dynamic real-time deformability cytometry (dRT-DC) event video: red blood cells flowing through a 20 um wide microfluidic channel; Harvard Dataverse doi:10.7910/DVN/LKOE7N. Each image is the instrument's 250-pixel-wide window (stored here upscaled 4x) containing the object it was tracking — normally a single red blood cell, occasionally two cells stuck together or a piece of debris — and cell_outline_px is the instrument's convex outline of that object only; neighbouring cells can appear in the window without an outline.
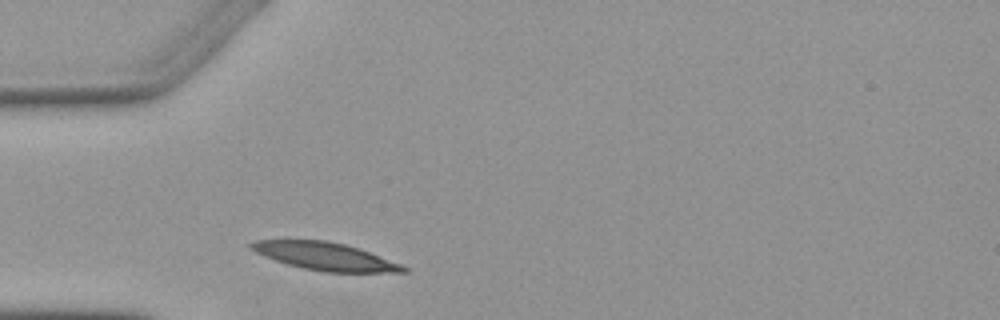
{"species": "Egyptian fruit bat (a non-hibernating species)", "species_latin": "Rousettus aegyptiacus", "temperature_condition": "warm", "stored_images_in_passage": 1, "camera_frame_rate_fps": 3000, "um_per_image_px": 0.085, "animal": {"sex": "female"}, "frame": {"image": 1, "passage_image": 1, "time_ms": 0.0, "image_size_px": [1000, 320], "cell_outline_px": [[408, 272], [324, 272], [304, 268], [288, 264], [264, 256], [248, 248], [248, 244], [252, 240], [328, 240], [360, 248], [400, 264], [408, 268]], "centroid_in_image_um": [27.61, 21.78], "position_along_channel_um": 57.4, "area_um2": 24.51}}